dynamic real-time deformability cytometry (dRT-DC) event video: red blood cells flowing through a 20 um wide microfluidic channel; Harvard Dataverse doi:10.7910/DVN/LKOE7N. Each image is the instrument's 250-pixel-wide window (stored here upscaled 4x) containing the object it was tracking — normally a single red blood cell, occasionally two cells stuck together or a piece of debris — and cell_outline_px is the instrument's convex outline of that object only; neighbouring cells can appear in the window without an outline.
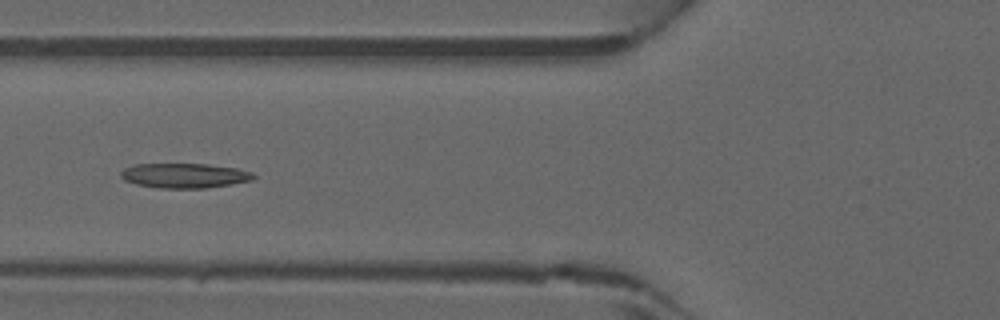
{"species": "common noctule bat (a hibernating species)", "species_latin": "Nyctalus noctula", "temperature_condition": "warm", "stored_images_in_passage": 40, "camera_frame_rate_fps": 3000, "um_per_image_px": 0.085, "animal": {"sex": "male", "forearm_length_mm": 52.5}, "frame": {"image": 1, "passage_image": 12, "time_ms": 3.667, "image_size_px": [1000, 320], "cell_outline_px": [[256, 176], [252, 180], [232, 184], [208, 188], [156, 188], [136, 184], [124, 180], [120, 176], [120, 172], [124, 168], [136, 164], [208, 164], [236, 168], [252, 172]], "centroid_in_image_um": [15.68, 14.93], "position_along_channel_um": 110.1, "area_um2": 19.25}}